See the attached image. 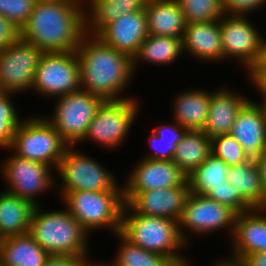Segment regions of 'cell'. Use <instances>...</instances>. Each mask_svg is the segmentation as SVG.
<instances>
[{
  "instance_id": "5b68a950",
  "label": "cell",
  "mask_w": 266,
  "mask_h": 266,
  "mask_svg": "<svg viewBox=\"0 0 266 266\" xmlns=\"http://www.w3.org/2000/svg\"><path fill=\"white\" fill-rule=\"evenodd\" d=\"M69 213L90 234L92 229L107 228L117 234L124 207L123 190L61 192Z\"/></svg>"
},
{
  "instance_id": "9c48e42d",
  "label": "cell",
  "mask_w": 266,
  "mask_h": 266,
  "mask_svg": "<svg viewBox=\"0 0 266 266\" xmlns=\"http://www.w3.org/2000/svg\"><path fill=\"white\" fill-rule=\"evenodd\" d=\"M139 102L136 98L105 100L89 124L84 140H92L106 148L119 147L137 117Z\"/></svg>"
},
{
  "instance_id": "c3c4849f",
  "label": "cell",
  "mask_w": 266,
  "mask_h": 266,
  "mask_svg": "<svg viewBox=\"0 0 266 266\" xmlns=\"http://www.w3.org/2000/svg\"><path fill=\"white\" fill-rule=\"evenodd\" d=\"M188 262L189 261L184 260V261L179 262L176 266H189L190 264Z\"/></svg>"
},
{
  "instance_id": "cb8c5ba5",
  "label": "cell",
  "mask_w": 266,
  "mask_h": 266,
  "mask_svg": "<svg viewBox=\"0 0 266 266\" xmlns=\"http://www.w3.org/2000/svg\"><path fill=\"white\" fill-rule=\"evenodd\" d=\"M49 256L28 233L0 240L2 266H45Z\"/></svg>"
},
{
  "instance_id": "60d3db41",
  "label": "cell",
  "mask_w": 266,
  "mask_h": 266,
  "mask_svg": "<svg viewBox=\"0 0 266 266\" xmlns=\"http://www.w3.org/2000/svg\"><path fill=\"white\" fill-rule=\"evenodd\" d=\"M244 266H266V252H254L246 255L241 261Z\"/></svg>"
},
{
  "instance_id": "44dd1931",
  "label": "cell",
  "mask_w": 266,
  "mask_h": 266,
  "mask_svg": "<svg viewBox=\"0 0 266 266\" xmlns=\"http://www.w3.org/2000/svg\"><path fill=\"white\" fill-rule=\"evenodd\" d=\"M231 91L223 88L211 93L208 118L202 130L210 138L230 134L238 112L250 100Z\"/></svg>"
},
{
  "instance_id": "52a82bcc",
  "label": "cell",
  "mask_w": 266,
  "mask_h": 266,
  "mask_svg": "<svg viewBox=\"0 0 266 266\" xmlns=\"http://www.w3.org/2000/svg\"><path fill=\"white\" fill-rule=\"evenodd\" d=\"M56 98L52 119H46L69 146H75L83 140L90 122L105 100L82 89Z\"/></svg>"
},
{
  "instance_id": "8992f818",
  "label": "cell",
  "mask_w": 266,
  "mask_h": 266,
  "mask_svg": "<svg viewBox=\"0 0 266 266\" xmlns=\"http://www.w3.org/2000/svg\"><path fill=\"white\" fill-rule=\"evenodd\" d=\"M69 145L63 140L53 125L41 117H31L21 121L14 133L10 146L16 156L41 162L57 169Z\"/></svg>"
},
{
  "instance_id": "ee69618b",
  "label": "cell",
  "mask_w": 266,
  "mask_h": 266,
  "mask_svg": "<svg viewBox=\"0 0 266 266\" xmlns=\"http://www.w3.org/2000/svg\"><path fill=\"white\" fill-rule=\"evenodd\" d=\"M256 161L261 171L262 184L266 194V150L262 153V155L259 158L256 159Z\"/></svg>"
},
{
  "instance_id": "f546056e",
  "label": "cell",
  "mask_w": 266,
  "mask_h": 266,
  "mask_svg": "<svg viewBox=\"0 0 266 266\" xmlns=\"http://www.w3.org/2000/svg\"><path fill=\"white\" fill-rule=\"evenodd\" d=\"M229 166L211 153L206 160L187 176L192 193L206 195L215 188L228 182Z\"/></svg>"
},
{
  "instance_id": "d590c367",
  "label": "cell",
  "mask_w": 266,
  "mask_h": 266,
  "mask_svg": "<svg viewBox=\"0 0 266 266\" xmlns=\"http://www.w3.org/2000/svg\"><path fill=\"white\" fill-rule=\"evenodd\" d=\"M206 196L217 202L228 206L237 214L254 209V207L228 182L223 183L220 188L209 191Z\"/></svg>"
},
{
  "instance_id": "7402d4cb",
  "label": "cell",
  "mask_w": 266,
  "mask_h": 266,
  "mask_svg": "<svg viewBox=\"0 0 266 266\" xmlns=\"http://www.w3.org/2000/svg\"><path fill=\"white\" fill-rule=\"evenodd\" d=\"M145 11L150 35L183 38L187 24L176 0H149Z\"/></svg>"
},
{
  "instance_id": "4dcf8cb0",
  "label": "cell",
  "mask_w": 266,
  "mask_h": 266,
  "mask_svg": "<svg viewBox=\"0 0 266 266\" xmlns=\"http://www.w3.org/2000/svg\"><path fill=\"white\" fill-rule=\"evenodd\" d=\"M187 129L176 121L173 124H162L153 129L149 144L152 147L151 154L146 157L153 160H172L177 144L182 140Z\"/></svg>"
},
{
  "instance_id": "7dc6e473",
  "label": "cell",
  "mask_w": 266,
  "mask_h": 266,
  "mask_svg": "<svg viewBox=\"0 0 266 266\" xmlns=\"http://www.w3.org/2000/svg\"><path fill=\"white\" fill-rule=\"evenodd\" d=\"M260 110L262 111V114H263V118H264V121H265V125H266V98H263V101H262V104L261 103H257L256 104Z\"/></svg>"
},
{
  "instance_id": "4316f807",
  "label": "cell",
  "mask_w": 266,
  "mask_h": 266,
  "mask_svg": "<svg viewBox=\"0 0 266 266\" xmlns=\"http://www.w3.org/2000/svg\"><path fill=\"white\" fill-rule=\"evenodd\" d=\"M227 181L254 207L266 208V194L256 159L229 167Z\"/></svg>"
},
{
  "instance_id": "f1b7e54d",
  "label": "cell",
  "mask_w": 266,
  "mask_h": 266,
  "mask_svg": "<svg viewBox=\"0 0 266 266\" xmlns=\"http://www.w3.org/2000/svg\"><path fill=\"white\" fill-rule=\"evenodd\" d=\"M183 53L182 38L148 35L132 58L133 70L139 61L160 65L171 64ZM137 62V63H136Z\"/></svg>"
},
{
  "instance_id": "83f0119b",
  "label": "cell",
  "mask_w": 266,
  "mask_h": 266,
  "mask_svg": "<svg viewBox=\"0 0 266 266\" xmlns=\"http://www.w3.org/2000/svg\"><path fill=\"white\" fill-rule=\"evenodd\" d=\"M212 153L211 138L202 130H187L177 144L172 161L185 174L190 175Z\"/></svg>"
},
{
  "instance_id": "277c9868",
  "label": "cell",
  "mask_w": 266,
  "mask_h": 266,
  "mask_svg": "<svg viewBox=\"0 0 266 266\" xmlns=\"http://www.w3.org/2000/svg\"><path fill=\"white\" fill-rule=\"evenodd\" d=\"M120 233L147 251L168 259H186L179 251L187 244L180 235L178 221L173 219L137 214L124 204Z\"/></svg>"
},
{
  "instance_id": "7bdbcfd3",
  "label": "cell",
  "mask_w": 266,
  "mask_h": 266,
  "mask_svg": "<svg viewBox=\"0 0 266 266\" xmlns=\"http://www.w3.org/2000/svg\"><path fill=\"white\" fill-rule=\"evenodd\" d=\"M252 84L261 93L262 98H266V74H248Z\"/></svg>"
},
{
  "instance_id": "681fc988",
  "label": "cell",
  "mask_w": 266,
  "mask_h": 266,
  "mask_svg": "<svg viewBox=\"0 0 266 266\" xmlns=\"http://www.w3.org/2000/svg\"><path fill=\"white\" fill-rule=\"evenodd\" d=\"M88 266H108V264H105V263H103V262H102V263H96V264H95V263H94V264H93V263H92V264L89 263Z\"/></svg>"
},
{
  "instance_id": "3957f363",
  "label": "cell",
  "mask_w": 266,
  "mask_h": 266,
  "mask_svg": "<svg viewBox=\"0 0 266 266\" xmlns=\"http://www.w3.org/2000/svg\"><path fill=\"white\" fill-rule=\"evenodd\" d=\"M41 209L34 207L28 234L50 255L88 257V232L69 211Z\"/></svg>"
},
{
  "instance_id": "ba28073f",
  "label": "cell",
  "mask_w": 266,
  "mask_h": 266,
  "mask_svg": "<svg viewBox=\"0 0 266 266\" xmlns=\"http://www.w3.org/2000/svg\"><path fill=\"white\" fill-rule=\"evenodd\" d=\"M81 89L79 59L75 51L44 52L31 91L58 97Z\"/></svg>"
},
{
  "instance_id": "2e32d148",
  "label": "cell",
  "mask_w": 266,
  "mask_h": 266,
  "mask_svg": "<svg viewBox=\"0 0 266 266\" xmlns=\"http://www.w3.org/2000/svg\"><path fill=\"white\" fill-rule=\"evenodd\" d=\"M127 179L123 192L139 193L181 186L187 176L172 160L142 158Z\"/></svg>"
},
{
  "instance_id": "74e56055",
  "label": "cell",
  "mask_w": 266,
  "mask_h": 266,
  "mask_svg": "<svg viewBox=\"0 0 266 266\" xmlns=\"http://www.w3.org/2000/svg\"><path fill=\"white\" fill-rule=\"evenodd\" d=\"M266 4V0H223L222 10L227 15H241L250 13L254 9H259Z\"/></svg>"
},
{
  "instance_id": "8d00e7d4",
  "label": "cell",
  "mask_w": 266,
  "mask_h": 266,
  "mask_svg": "<svg viewBox=\"0 0 266 266\" xmlns=\"http://www.w3.org/2000/svg\"><path fill=\"white\" fill-rule=\"evenodd\" d=\"M35 3L34 0H0V14L21 29L31 15Z\"/></svg>"
},
{
  "instance_id": "e575fe53",
  "label": "cell",
  "mask_w": 266,
  "mask_h": 266,
  "mask_svg": "<svg viewBox=\"0 0 266 266\" xmlns=\"http://www.w3.org/2000/svg\"><path fill=\"white\" fill-rule=\"evenodd\" d=\"M212 153L229 167L250 160L240 143L231 134H221L211 138Z\"/></svg>"
},
{
  "instance_id": "ac0fdd59",
  "label": "cell",
  "mask_w": 266,
  "mask_h": 266,
  "mask_svg": "<svg viewBox=\"0 0 266 266\" xmlns=\"http://www.w3.org/2000/svg\"><path fill=\"white\" fill-rule=\"evenodd\" d=\"M265 213L266 208H254L237 214L234 233L230 236L233 257L229 259L241 261L251 253L266 252V215H263Z\"/></svg>"
},
{
  "instance_id": "f907efd6",
  "label": "cell",
  "mask_w": 266,
  "mask_h": 266,
  "mask_svg": "<svg viewBox=\"0 0 266 266\" xmlns=\"http://www.w3.org/2000/svg\"><path fill=\"white\" fill-rule=\"evenodd\" d=\"M35 2H52V1H67V0H34Z\"/></svg>"
},
{
  "instance_id": "836d02e7",
  "label": "cell",
  "mask_w": 266,
  "mask_h": 266,
  "mask_svg": "<svg viewBox=\"0 0 266 266\" xmlns=\"http://www.w3.org/2000/svg\"><path fill=\"white\" fill-rule=\"evenodd\" d=\"M15 93L0 91V148H10L16 128L21 121L11 101L12 95Z\"/></svg>"
},
{
  "instance_id": "e0dca14e",
  "label": "cell",
  "mask_w": 266,
  "mask_h": 266,
  "mask_svg": "<svg viewBox=\"0 0 266 266\" xmlns=\"http://www.w3.org/2000/svg\"><path fill=\"white\" fill-rule=\"evenodd\" d=\"M148 35L144 9L123 14L105 25L95 36L118 52L133 58Z\"/></svg>"
},
{
  "instance_id": "7a4b0ae2",
  "label": "cell",
  "mask_w": 266,
  "mask_h": 266,
  "mask_svg": "<svg viewBox=\"0 0 266 266\" xmlns=\"http://www.w3.org/2000/svg\"><path fill=\"white\" fill-rule=\"evenodd\" d=\"M75 52L79 59L82 90L104 100L132 98H122L121 94L135 76L130 56L118 52L90 34L82 37Z\"/></svg>"
},
{
  "instance_id": "5bb4252c",
  "label": "cell",
  "mask_w": 266,
  "mask_h": 266,
  "mask_svg": "<svg viewBox=\"0 0 266 266\" xmlns=\"http://www.w3.org/2000/svg\"><path fill=\"white\" fill-rule=\"evenodd\" d=\"M2 169V176L10 187L7 191L28 200L34 206H39L35 198L45 190L47 192L57 182L51 175L53 168L18 157L14 153L7 157Z\"/></svg>"
},
{
  "instance_id": "f35d334b",
  "label": "cell",
  "mask_w": 266,
  "mask_h": 266,
  "mask_svg": "<svg viewBox=\"0 0 266 266\" xmlns=\"http://www.w3.org/2000/svg\"><path fill=\"white\" fill-rule=\"evenodd\" d=\"M21 38V29L0 14V52Z\"/></svg>"
},
{
  "instance_id": "ffe728a7",
  "label": "cell",
  "mask_w": 266,
  "mask_h": 266,
  "mask_svg": "<svg viewBox=\"0 0 266 266\" xmlns=\"http://www.w3.org/2000/svg\"><path fill=\"white\" fill-rule=\"evenodd\" d=\"M183 52L202 61L224 60L219 21L189 23L182 38Z\"/></svg>"
},
{
  "instance_id": "b9f144b4",
  "label": "cell",
  "mask_w": 266,
  "mask_h": 266,
  "mask_svg": "<svg viewBox=\"0 0 266 266\" xmlns=\"http://www.w3.org/2000/svg\"><path fill=\"white\" fill-rule=\"evenodd\" d=\"M248 74H266V40H263L258 63L250 70Z\"/></svg>"
},
{
  "instance_id": "1f68e13d",
  "label": "cell",
  "mask_w": 266,
  "mask_h": 266,
  "mask_svg": "<svg viewBox=\"0 0 266 266\" xmlns=\"http://www.w3.org/2000/svg\"><path fill=\"white\" fill-rule=\"evenodd\" d=\"M116 236L122 243L114 262L108 266H159L166 259L159 253L147 251L131 243L120 232Z\"/></svg>"
},
{
  "instance_id": "f6af8a7d",
  "label": "cell",
  "mask_w": 266,
  "mask_h": 266,
  "mask_svg": "<svg viewBox=\"0 0 266 266\" xmlns=\"http://www.w3.org/2000/svg\"><path fill=\"white\" fill-rule=\"evenodd\" d=\"M215 266H244L240 261H235V260H232V259H227L225 258V260L222 259V261H220L219 259V262L217 261V263L215 264Z\"/></svg>"
},
{
  "instance_id": "603a6c76",
  "label": "cell",
  "mask_w": 266,
  "mask_h": 266,
  "mask_svg": "<svg viewBox=\"0 0 266 266\" xmlns=\"http://www.w3.org/2000/svg\"><path fill=\"white\" fill-rule=\"evenodd\" d=\"M179 94L172 105L174 121L187 130H203L208 118L211 93L196 88Z\"/></svg>"
},
{
  "instance_id": "6da1fadb",
  "label": "cell",
  "mask_w": 266,
  "mask_h": 266,
  "mask_svg": "<svg viewBox=\"0 0 266 266\" xmlns=\"http://www.w3.org/2000/svg\"><path fill=\"white\" fill-rule=\"evenodd\" d=\"M83 6V0L36 2L21 38L43 52L76 51L86 34Z\"/></svg>"
},
{
  "instance_id": "ab89813d",
  "label": "cell",
  "mask_w": 266,
  "mask_h": 266,
  "mask_svg": "<svg viewBox=\"0 0 266 266\" xmlns=\"http://www.w3.org/2000/svg\"><path fill=\"white\" fill-rule=\"evenodd\" d=\"M88 257L75 255H50L45 266H88Z\"/></svg>"
},
{
  "instance_id": "d6986e66",
  "label": "cell",
  "mask_w": 266,
  "mask_h": 266,
  "mask_svg": "<svg viewBox=\"0 0 266 266\" xmlns=\"http://www.w3.org/2000/svg\"><path fill=\"white\" fill-rule=\"evenodd\" d=\"M256 103L250 99L241 108L230 132L250 159L259 158L266 150V125Z\"/></svg>"
},
{
  "instance_id": "8fae6325",
  "label": "cell",
  "mask_w": 266,
  "mask_h": 266,
  "mask_svg": "<svg viewBox=\"0 0 266 266\" xmlns=\"http://www.w3.org/2000/svg\"><path fill=\"white\" fill-rule=\"evenodd\" d=\"M237 213L226 205L209 198L206 195L190 192L182 212L179 224V232L183 241L188 245V237L185 230L196 234H210L213 231L229 228V234L233 236ZM187 228V229H186ZM184 230V231H183Z\"/></svg>"
},
{
  "instance_id": "484cf974",
  "label": "cell",
  "mask_w": 266,
  "mask_h": 266,
  "mask_svg": "<svg viewBox=\"0 0 266 266\" xmlns=\"http://www.w3.org/2000/svg\"><path fill=\"white\" fill-rule=\"evenodd\" d=\"M146 2L147 0H85V5L89 4L87 7H90L85 11V33L96 35L105 25L123 14L144 10Z\"/></svg>"
},
{
  "instance_id": "d4e9b609",
  "label": "cell",
  "mask_w": 266,
  "mask_h": 266,
  "mask_svg": "<svg viewBox=\"0 0 266 266\" xmlns=\"http://www.w3.org/2000/svg\"><path fill=\"white\" fill-rule=\"evenodd\" d=\"M34 205L8 191L0 194V240L27 234Z\"/></svg>"
},
{
  "instance_id": "7c38bea8",
  "label": "cell",
  "mask_w": 266,
  "mask_h": 266,
  "mask_svg": "<svg viewBox=\"0 0 266 266\" xmlns=\"http://www.w3.org/2000/svg\"><path fill=\"white\" fill-rule=\"evenodd\" d=\"M44 52L22 38L0 52V91L31 90Z\"/></svg>"
},
{
  "instance_id": "9a60e30c",
  "label": "cell",
  "mask_w": 266,
  "mask_h": 266,
  "mask_svg": "<svg viewBox=\"0 0 266 266\" xmlns=\"http://www.w3.org/2000/svg\"><path fill=\"white\" fill-rule=\"evenodd\" d=\"M190 192L186 180L174 188L124 193V203L137 214L179 221Z\"/></svg>"
},
{
  "instance_id": "bcb514c9",
  "label": "cell",
  "mask_w": 266,
  "mask_h": 266,
  "mask_svg": "<svg viewBox=\"0 0 266 266\" xmlns=\"http://www.w3.org/2000/svg\"><path fill=\"white\" fill-rule=\"evenodd\" d=\"M186 259H168L166 258L159 266H176L179 262Z\"/></svg>"
},
{
  "instance_id": "30bf717a",
  "label": "cell",
  "mask_w": 266,
  "mask_h": 266,
  "mask_svg": "<svg viewBox=\"0 0 266 266\" xmlns=\"http://www.w3.org/2000/svg\"><path fill=\"white\" fill-rule=\"evenodd\" d=\"M56 171L63 182L61 192L123 190L110 171L74 146L67 147Z\"/></svg>"
},
{
  "instance_id": "d6a6232c",
  "label": "cell",
  "mask_w": 266,
  "mask_h": 266,
  "mask_svg": "<svg viewBox=\"0 0 266 266\" xmlns=\"http://www.w3.org/2000/svg\"><path fill=\"white\" fill-rule=\"evenodd\" d=\"M186 24L206 21H219L224 13L220 0H176Z\"/></svg>"
},
{
  "instance_id": "4fadbf2b",
  "label": "cell",
  "mask_w": 266,
  "mask_h": 266,
  "mask_svg": "<svg viewBox=\"0 0 266 266\" xmlns=\"http://www.w3.org/2000/svg\"><path fill=\"white\" fill-rule=\"evenodd\" d=\"M247 15H226L219 20L224 58L240 60L247 73L258 63L263 37Z\"/></svg>"
}]
</instances>
